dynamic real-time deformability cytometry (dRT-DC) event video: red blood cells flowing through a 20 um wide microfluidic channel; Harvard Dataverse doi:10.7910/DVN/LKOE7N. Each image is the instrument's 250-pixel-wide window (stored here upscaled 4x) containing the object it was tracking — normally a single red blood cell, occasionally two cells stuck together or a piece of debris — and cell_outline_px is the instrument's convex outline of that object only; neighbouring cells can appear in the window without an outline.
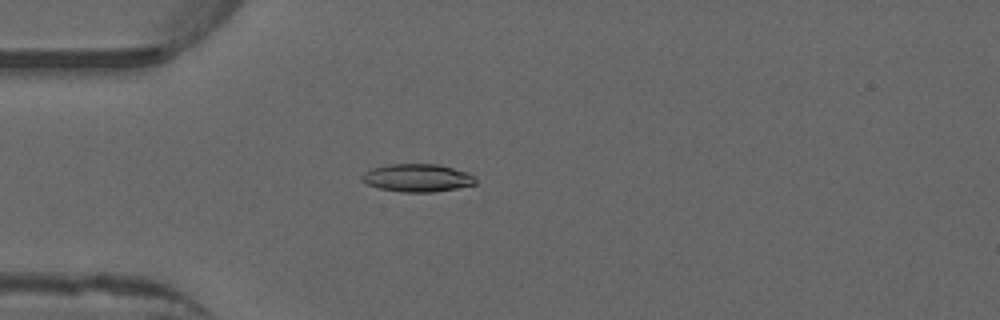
{"species": "common noctule bat (a hibernating species)", "species_latin": "Nyctalus noctula", "temperature_condition": "warm", "stored_images_in_passage": 53, "camera_frame_rate_fps": 3000, "um_per_image_px": 0.085, "animal": {"sex": "male", "forearm_length_mm": 52.5}, "frame": {"image": 1, "passage_image": 15, "time_ms": 4.667, "image_size_px": [1000, 320], "cell_outline_px": [[476, 184], [456, 188], [432, 192], [400, 192], [380, 188], [368, 184], [360, 180], [360, 176], [364, 172], [372, 168], [388, 164], [440, 164], [468, 172], [476, 176]], "centroid_in_image_um": [35.48, 15.11], "position_along_channel_um": 49.5, "area_um2": 18.61}}
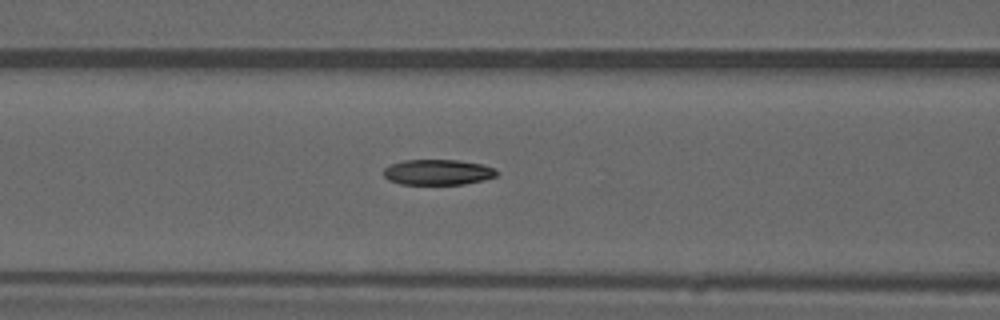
{"frame": {"image": 2, "passage_image": 22, "time_ms": 7.0, "image_size_px": [1000, 320], "cell_outline_px": [[500, 172], [496, 176], [484, 180], [464, 184], [400, 184], [388, 180], [384, 176], [384, 168], [392, 164], [404, 160], [460, 160], [484, 164], [496, 168]], "centroid_in_image_um": [37.27, 14.63], "position_along_channel_um": 129.3, "area_um2": 16.99}}
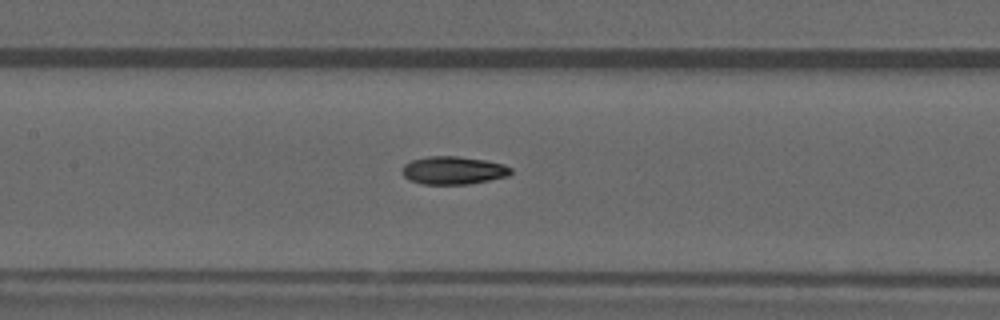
{"frame": {"image": 3, "passage_image": 25, "time_ms": 8.0, "image_size_px": [1000, 320], "cell_outline_px": [[512, 172], [508, 176], [468, 184], [424, 184], [408, 180], [400, 172], [404, 164], [412, 160], [428, 156], [460, 156], [484, 160], [504, 164], [512, 168]], "centroid_in_image_um": [38.51, 14.48], "position_along_channel_um": 168.9, "area_um2": 17.8}, "authors_computed_cell_mechanics": {"area_um2": 17.5712, "velocity_mm_per_s": 3.9465, "shape_relaxation_time_tau1_ms": 9.9738, "shape_relaxation_time_tau2_ms": 7.3636, "deformation_change_tau1": 0.2674, "deformation_change_tau2": 0.1445}}